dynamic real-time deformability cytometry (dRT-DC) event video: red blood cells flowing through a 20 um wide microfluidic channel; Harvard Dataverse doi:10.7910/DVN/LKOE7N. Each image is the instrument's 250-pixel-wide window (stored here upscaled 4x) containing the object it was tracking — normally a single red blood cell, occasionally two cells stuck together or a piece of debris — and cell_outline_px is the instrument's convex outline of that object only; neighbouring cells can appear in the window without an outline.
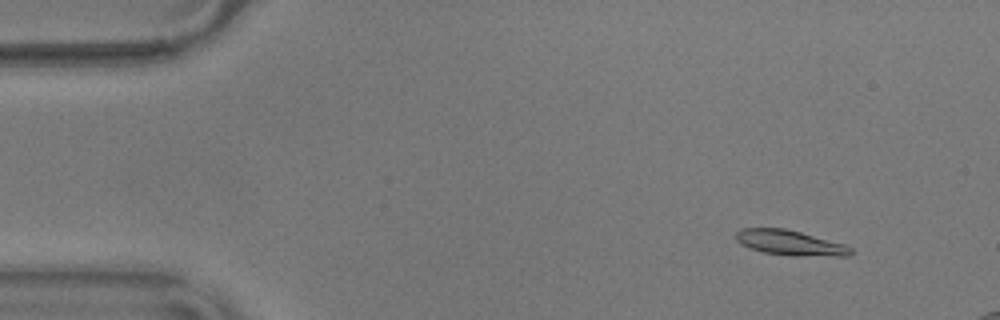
{"species": "common noctule bat (a hibernating species)", "species_latin": "Nyctalus noctula", "temperature_condition": "warm", "stored_images_in_passage": 17, "camera_frame_rate_fps": 3000, "um_per_image_px": 0.085, "animal": {"sex": "male", "body_mass_g": 17.9}, "frame": {"image": 1, "passage_image": 6, "time_ms": 1.667, "image_size_px": [1000, 320], "cell_outline_px": [[852, 252], [848, 256], [792, 256], [764, 252], [740, 244], [736, 240], [736, 232], [740, 228], [784, 228], [800, 232], [844, 244], [852, 248]], "centroid_in_image_um": [67.15, 20.64], "position_along_channel_um": 17.9, "area_um2": 16.7}}